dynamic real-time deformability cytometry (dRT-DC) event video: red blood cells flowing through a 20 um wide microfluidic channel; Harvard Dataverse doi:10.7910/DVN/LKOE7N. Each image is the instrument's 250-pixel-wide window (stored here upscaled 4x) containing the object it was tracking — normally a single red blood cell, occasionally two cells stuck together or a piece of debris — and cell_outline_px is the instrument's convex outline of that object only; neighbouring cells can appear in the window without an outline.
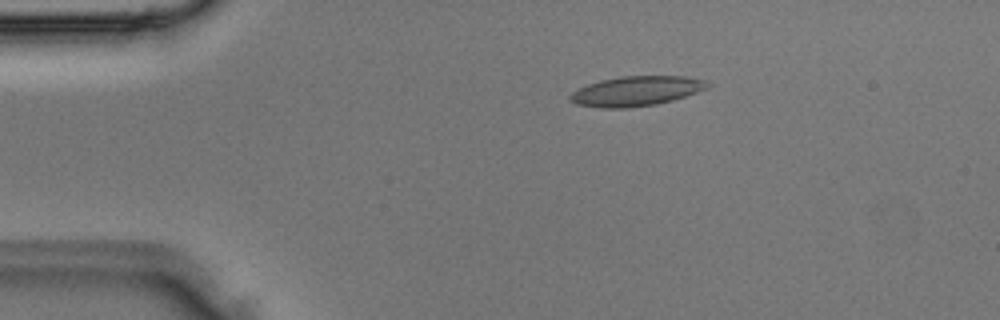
{"species": "Egyptian fruit bat (a non-hibernating species)", "species_latin": "Rousettus aegyptiacus", "temperature_condition": "room temperature", "stored_images_in_passage": 2, "camera_frame_rate_fps": 3000, "um_per_image_px": 0.085, "animal": {"sex": "male"}, "frame": {"image": 1, "passage_image": 2, "time_ms": 0.333, "image_size_px": [1000, 320], "cell_outline_px": [[708, 88], [672, 100], [656, 104], [628, 108], [600, 108], [576, 104], [568, 100], [568, 96], [572, 92], [588, 84], [600, 80], [620, 76], [684, 76], [704, 80], [708, 84]], "centroid_in_image_um": [54.02, 7.74], "position_along_channel_um": 31.0, "area_um2": 23.76}}